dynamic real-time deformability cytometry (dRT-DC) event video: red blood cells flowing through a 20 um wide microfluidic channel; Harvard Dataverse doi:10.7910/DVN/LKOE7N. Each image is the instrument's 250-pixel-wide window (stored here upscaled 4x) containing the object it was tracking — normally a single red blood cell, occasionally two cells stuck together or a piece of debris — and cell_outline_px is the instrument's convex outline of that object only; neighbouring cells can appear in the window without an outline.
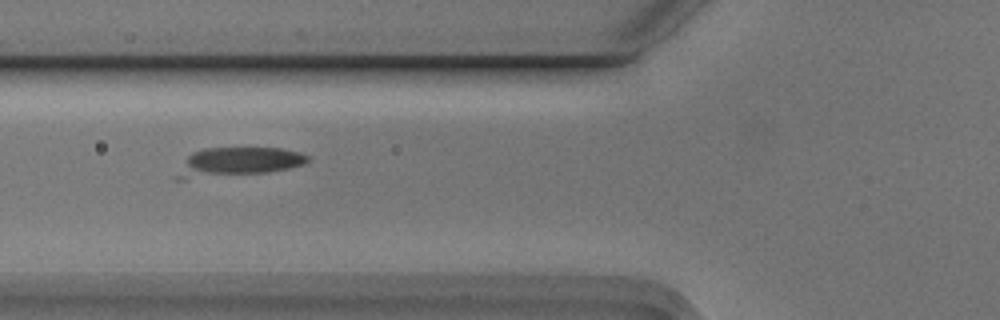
{"species": "Egyptian fruit bat (a non-hibernating species)", "species_latin": "Rousettus aegyptiacus", "temperature_condition": "cold", "stored_images_in_passage": 5, "camera_frame_rate_fps": 3000, "um_per_image_px": 0.085, "animal": {"sex": "male"}, "frame": {"image": 1, "passage_image": 3, "time_ms": 0.667, "image_size_px": [1000, 320], "cell_outline_px": [[312, 156], [304, 164], [288, 168], [268, 172], [184, 180], [172, 180], [172, 176], [188, 156], [192, 152], [204, 148], [280, 148], [300, 152]], "centroid_in_image_um": [20.15, 13.78], "position_along_channel_um": 105.7, "area_um2": 22.48}}
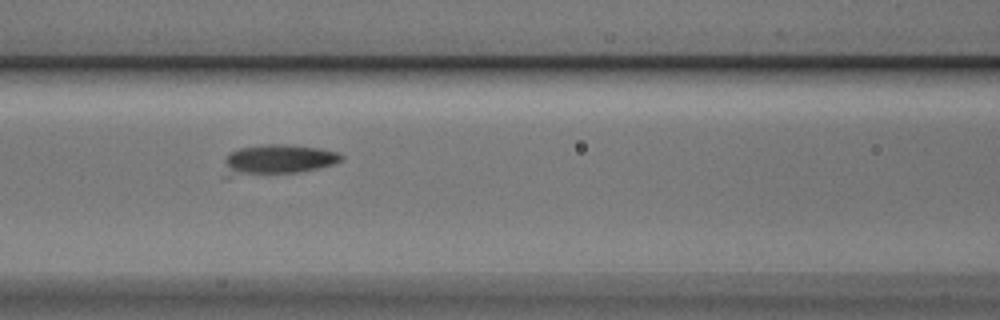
{"frame": {"image": 2, "passage_image": 4, "time_ms": 1.0, "image_size_px": [1000, 320], "cell_outline_px": [[344, 160], [332, 164], [300, 172], [224, 176], [220, 176], [224, 160], [232, 152], [240, 148], [264, 144], [284, 144], [320, 148], [336, 152], [344, 156]], "centroid_in_image_um": [23.56, 13.57], "position_along_channel_um": 143.0, "area_um2": 20.63}}
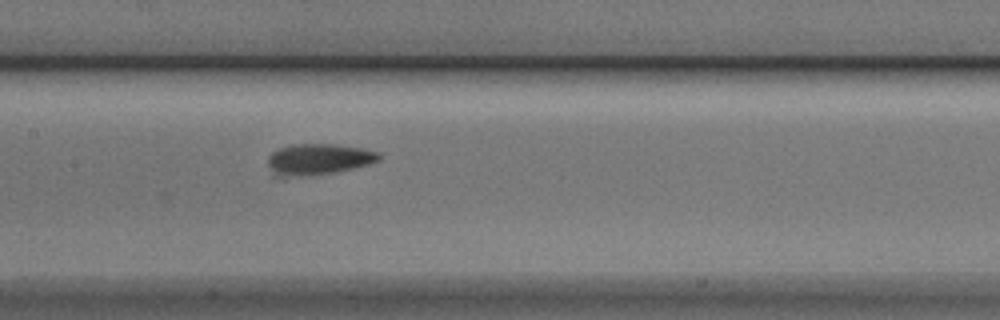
{"frame": {"image": 3, "passage_image": 5, "time_ms": 1.333, "image_size_px": [1000, 320], "cell_outline_px": [[380, 160], [368, 164], [352, 168], [332, 172], [284, 176], [272, 176], [268, 164], [268, 156], [272, 152], [280, 148], [292, 144], [332, 144], [360, 148], [380, 152]], "centroid_in_image_um": [27.04, 13.52], "position_along_channel_um": 180.4, "area_um2": 19.71}}